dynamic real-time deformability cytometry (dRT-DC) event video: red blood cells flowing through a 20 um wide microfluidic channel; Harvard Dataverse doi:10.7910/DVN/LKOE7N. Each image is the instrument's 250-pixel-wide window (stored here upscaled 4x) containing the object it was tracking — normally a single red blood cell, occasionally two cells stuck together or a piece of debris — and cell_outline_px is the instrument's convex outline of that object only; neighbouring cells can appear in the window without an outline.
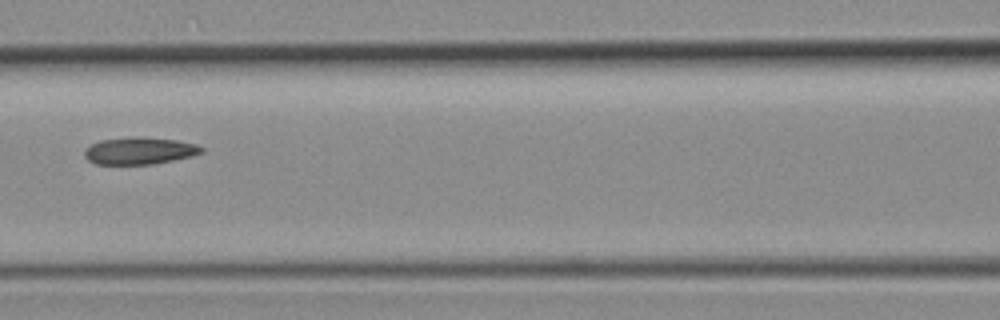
{"species": "common noctule bat (a hibernating species)", "species_latin": "Nyctalus noctula", "temperature_condition": "room temperature", "stored_images_in_passage": 5, "camera_frame_rate_fps": 3000, "um_per_image_px": 0.085, "animal": {"sex": "female", "body_mass_g": 19.3, "forearm_length_mm": 54.1}, "frame": {"image": 1, "passage_image": 5, "time_ms": 1.333, "image_size_px": [1000, 320], "cell_outline_px": [[204, 152], [192, 156], [152, 164], [96, 164], [88, 160], [84, 156], [84, 152], [92, 144], [100, 140], [176, 140], [196, 144], [204, 148]], "centroid_in_image_um": [11.89, 12.88], "position_along_channel_um": 154.7, "area_um2": 17.28}}